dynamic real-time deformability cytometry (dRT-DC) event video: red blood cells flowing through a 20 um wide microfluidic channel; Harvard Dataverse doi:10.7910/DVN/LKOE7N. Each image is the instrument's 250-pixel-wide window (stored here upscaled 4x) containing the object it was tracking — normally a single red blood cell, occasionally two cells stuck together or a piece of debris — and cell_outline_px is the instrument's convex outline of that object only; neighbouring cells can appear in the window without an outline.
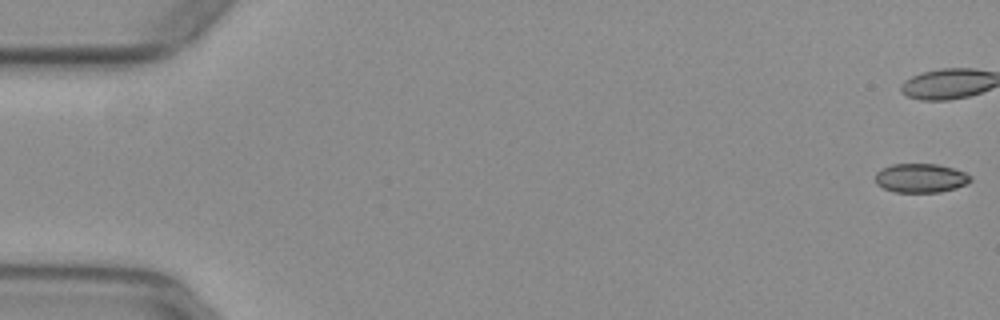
{"species": "common noctule bat (a hibernating species)", "species_latin": "Nyctalus noctula", "temperature_condition": "warm", "stored_images_in_passage": 10, "camera_frame_rate_fps": 3000, "um_per_image_px": 0.085, "animal": {"sex": "female", "body_mass_g": 29.2, "forearm_length_mm": 56.3}, "frame": {"image": 1, "passage_image": 1, "time_ms": 0.0, "image_size_px": [1000, 320], "cell_outline_px": [[972, 180], [968, 184], [956, 188], [940, 192], [896, 192], [884, 188], [876, 184], [876, 172], [880, 168], [892, 164], [936, 164], [952, 168], [964, 172], [972, 176]], "centroid_in_image_um": [78.27, 15.13], "position_along_channel_um": 6.7, "area_um2": 16.18}}